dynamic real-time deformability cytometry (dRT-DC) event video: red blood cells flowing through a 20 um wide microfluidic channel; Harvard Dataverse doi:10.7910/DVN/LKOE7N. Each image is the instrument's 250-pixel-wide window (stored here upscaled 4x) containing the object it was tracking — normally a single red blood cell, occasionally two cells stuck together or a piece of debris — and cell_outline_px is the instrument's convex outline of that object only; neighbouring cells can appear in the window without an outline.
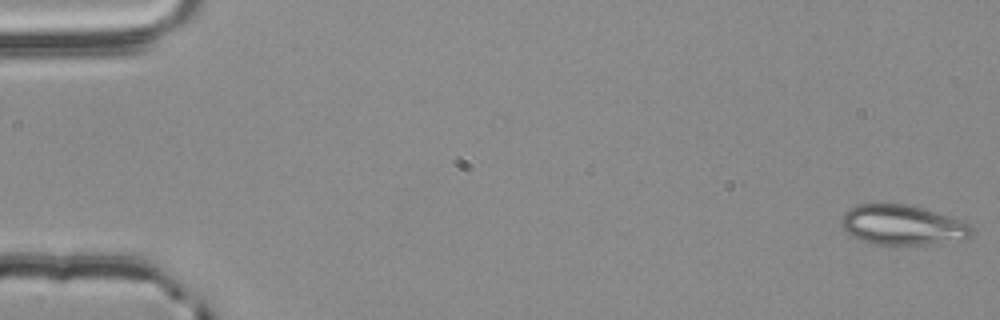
{"species": "common noctule bat (a hibernating species)", "species_latin": "Nyctalus noctula", "temperature_condition": "room temperature", "stored_images_in_passage": 56, "camera_frame_rate_fps": 3000, "um_per_image_px": 0.085, "animal": {"sex": "male", "body_mass_g": 20.4}, "frame": {"image": 1, "passage_image": 1, "time_ms": 0.0, "image_size_px": [1000, 320], "cell_outline_px": [[972, 236], [964, 240], [928, 244], [872, 244], [860, 240], [852, 236], [840, 224], [840, 220], [844, 212], [848, 208], [856, 204], [908, 204], [948, 216], [968, 224], [972, 228]], "centroid_in_image_um": [76.67, 19.13], "position_along_channel_um": 8.3, "area_um2": 30.23}}
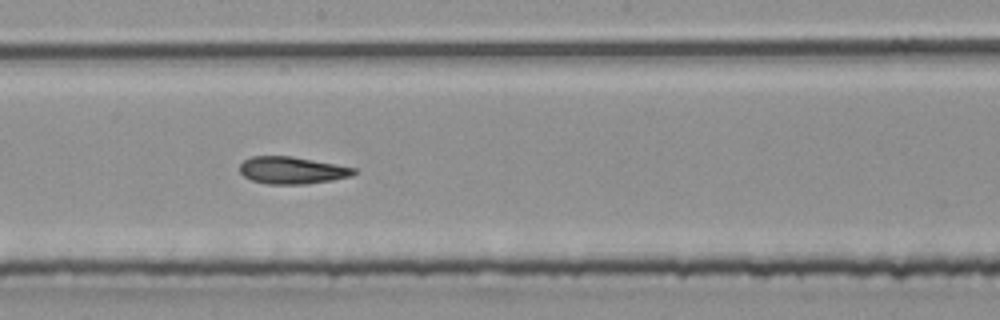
{"frame": {"image": 2, "passage_image": 31, "time_ms": 10.0, "image_size_px": [1000, 320], "cell_outline_px": [[356, 172], [352, 176], [332, 180], [304, 184], [268, 184], [252, 180], [244, 176], [240, 172], [240, 164], [244, 160], [252, 156], [292, 156], [336, 164], [356, 168]], "centroid_in_image_um": [24.83, 14.47], "position_along_channel_um": 223.4, "area_um2": 18.03}}
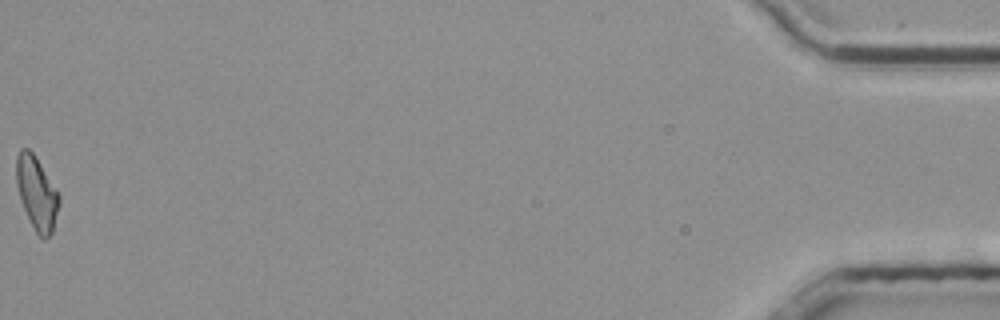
{"frame": {"image": 3, "passage_image": 56, "time_ms": 18.333, "image_size_px": [1000, 320], "cell_outline_px": [[60, 204], [52, 232], [44, 240], [40, 240], [24, 208], [20, 196], [16, 180], [16, 156], [20, 148], [28, 148], [36, 156], [60, 192]], "centroid_in_image_um": [3.15, 16.39], "position_along_channel_um": 432.0, "area_um2": 18.44}}